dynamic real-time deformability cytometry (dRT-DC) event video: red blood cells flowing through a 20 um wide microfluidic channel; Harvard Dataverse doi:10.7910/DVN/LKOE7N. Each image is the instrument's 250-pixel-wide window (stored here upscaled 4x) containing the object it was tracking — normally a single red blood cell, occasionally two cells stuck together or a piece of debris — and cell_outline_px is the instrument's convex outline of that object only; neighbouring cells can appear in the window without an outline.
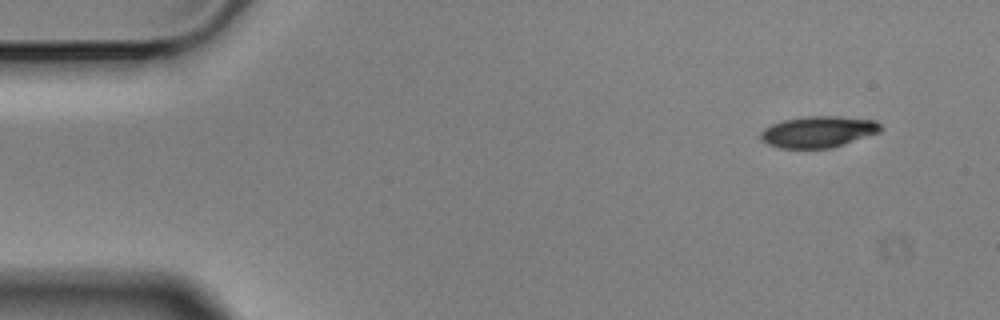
{"species": "Egyptian fruit bat (a non-hibernating species)", "species_latin": "Rousettus aegyptiacus", "temperature_condition": "cold", "stored_images_in_passage": 3, "camera_frame_rate_fps": 3000, "um_per_image_px": 0.085, "animal": {"sex": "male"}, "frame": {"image": 1, "passage_image": 1, "time_ms": 0.0, "image_size_px": [1000, 320], "cell_outline_px": [[880, 132], [832, 148], [780, 148], [768, 144], [760, 140], [760, 132], [764, 128], [772, 124], [784, 120], [804, 116], [840, 116], [876, 120], [880, 124]], "centroid_in_image_um": [69.53, 11.2], "position_along_channel_um": 15.5, "area_um2": 21.96}}